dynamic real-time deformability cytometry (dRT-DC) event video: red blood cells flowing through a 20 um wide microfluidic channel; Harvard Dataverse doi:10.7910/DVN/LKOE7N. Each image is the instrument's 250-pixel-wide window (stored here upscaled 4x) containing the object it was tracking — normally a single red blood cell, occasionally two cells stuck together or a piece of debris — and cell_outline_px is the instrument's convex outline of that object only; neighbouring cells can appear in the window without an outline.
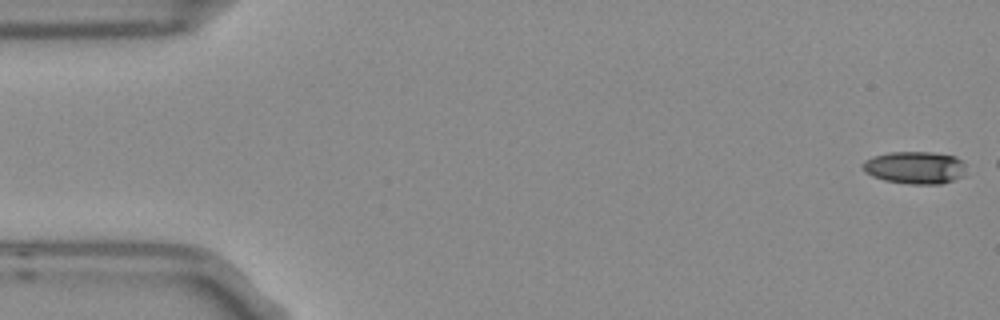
{"species": "Egyptian fruit bat (a non-hibernating species)", "species_latin": "Rousettus aegyptiacus", "temperature_condition": "room temperature", "stored_images_in_passage": 4, "camera_frame_rate_fps": 3000, "um_per_image_px": 0.085, "frame": {"image": 1, "passage_image": 1, "time_ms": 0.0, "image_size_px": [1000, 320], "cell_outline_px": [[964, 176], [940, 184], [908, 184], [884, 180], [872, 176], [864, 172], [864, 160], [872, 156], [888, 152], [932, 152], [956, 156], [964, 164]], "centroid_in_image_um": [77.76, 14.24], "position_along_channel_um": 7.2, "area_um2": 19.59}}